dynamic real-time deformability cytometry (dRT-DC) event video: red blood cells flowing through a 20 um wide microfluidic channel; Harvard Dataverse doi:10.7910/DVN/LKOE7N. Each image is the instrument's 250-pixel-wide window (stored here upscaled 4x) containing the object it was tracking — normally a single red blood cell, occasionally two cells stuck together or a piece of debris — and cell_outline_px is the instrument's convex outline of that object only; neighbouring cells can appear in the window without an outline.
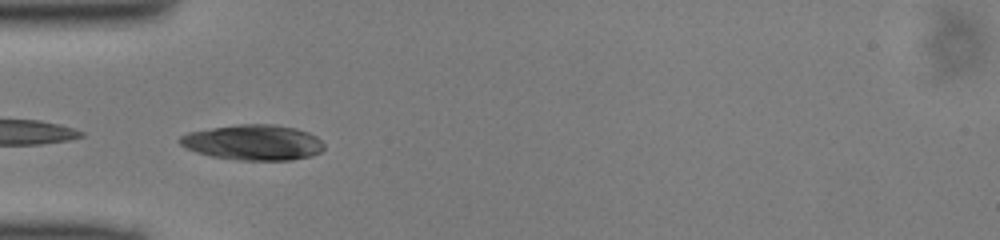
{"species": "common noctule bat (a hibernating species)", "species_latin": "Nyctalus noctula", "temperature_condition": "cold", "stored_images_in_passage": 6, "camera_frame_rate_fps": 3000, "um_per_image_px": 0.085, "animal": {"sex": "male", "body_mass_g": 13.0, "forearm_length_mm": 53.1}, "frame": {"image": 1, "passage_image": 1, "time_ms": 0.0, "image_size_px": [1000, 240], "cell_outline_px": [[324, 148], [320, 152], [312, 156], [292, 160], [236, 160], [212, 156], [196, 152], [180, 144], [176, 140], [180, 136], [188, 132], [236, 124], [272, 124], [296, 128], [308, 132], [316, 136], [324, 144]], "centroid_in_image_um": [21.53, 12.11], "position_along_channel_um": 63.5, "area_um2": 29.88}}
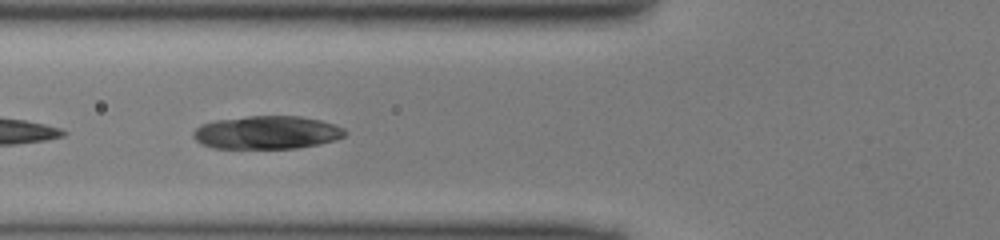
{"frame": {"image": 2, "passage_image": 4, "time_ms": 1.0, "image_size_px": [1000, 240], "cell_outline_px": [[348, 132], [344, 136], [336, 140], [320, 144], [296, 148], [212, 148], [200, 144], [192, 136], [192, 132], [200, 124], [216, 120], [248, 116], [300, 116], [320, 120], [344, 128]], "centroid_in_image_um": [22.67, 11.26], "position_along_channel_um": 103.1, "area_um2": 29.48}}